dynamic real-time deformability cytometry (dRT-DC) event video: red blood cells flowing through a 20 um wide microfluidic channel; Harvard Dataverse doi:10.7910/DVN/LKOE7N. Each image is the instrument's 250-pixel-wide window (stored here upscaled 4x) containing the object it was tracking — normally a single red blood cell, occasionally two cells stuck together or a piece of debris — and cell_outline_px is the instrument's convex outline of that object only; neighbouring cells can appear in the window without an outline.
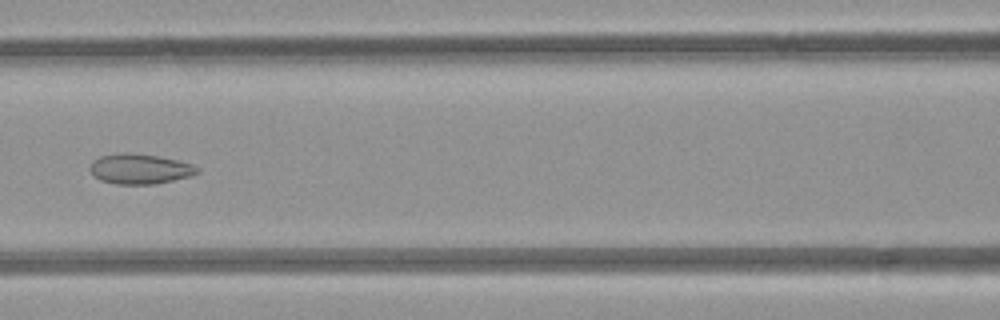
{"species": "common noctule bat (a hibernating species)", "species_latin": "Nyctalus noctula", "temperature_condition": "room temperature", "stored_images_in_passage": 7, "camera_frame_rate_fps": 3000, "um_per_image_px": 0.085, "animal": {"sex": "female", "body_mass_g": 21.9}, "frame": {"image": 1, "passage_image": 6, "time_ms": 5.667, "image_size_px": [1000, 320], "cell_outline_px": [[200, 172], [188, 176], [172, 180], [152, 184], [116, 184], [100, 180], [92, 176], [88, 168], [92, 160], [100, 156], [124, 152], [156, 156], [176, 160], [192, 164], [200, 168]], "centroid_in_image_um": [11.82, 14.36], "position_along_channel_um": 154.8, "area_um2": 18.79}}
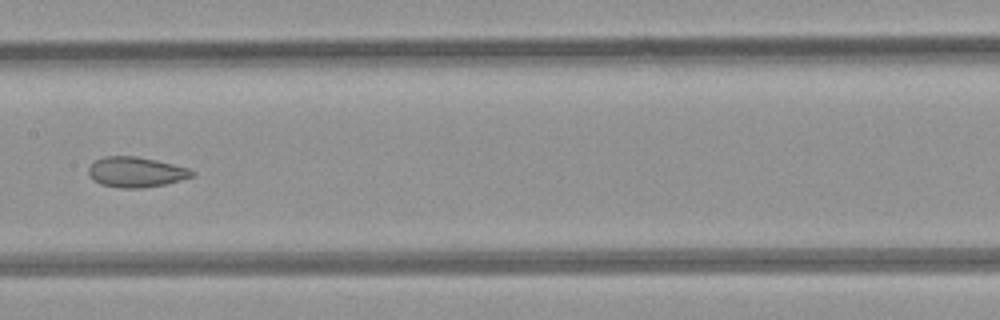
{"frame": {"image": 2, "passage_image": 7, "time_ms": 6.667, "image_size_px": [1000, 320], "cell_outline_px": [[196, 172], [192, 176], [180, 180], [164, 184], [140, 188], [120, 188], [100, 184], [92, 180], [88, 172], [88, 168], [96, 160], [104, 156], [136, 156], [156, 160], [188, 168]], "centroid_in_image_um": [11.53, 14.62], "position_along_channel_um": 195.9, "area_um2": 18.15}}